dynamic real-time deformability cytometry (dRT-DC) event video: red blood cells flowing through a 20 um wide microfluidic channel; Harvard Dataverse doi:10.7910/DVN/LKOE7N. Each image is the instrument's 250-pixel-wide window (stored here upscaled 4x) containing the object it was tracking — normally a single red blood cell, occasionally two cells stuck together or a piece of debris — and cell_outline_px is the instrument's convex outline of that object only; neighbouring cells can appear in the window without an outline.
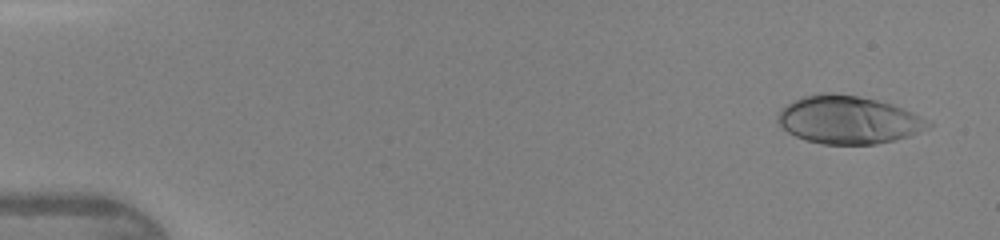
{"species": "human", "species_latin": "Homo sapiens", "temperature_condition": "warm", "stored_images_in_passage": 44, "camera_frame_rate_fps": 3000, "um_per_image_px": 0.085, "donor": {"sex": "female"}, "frame": {"image": 1, "passage_image": 2, "time_ms": 0.333, "image_size_px": [1000, 240], "cell_outline_px": [[932, 124], [928, 128], [908, 136], [896, 140], [876, 144], [820, 144], [804, 140], [788, 132], [776, 120], [776, 116], [788, 104], [804, 96], [824, 92], [832, 92], [856, 96], [876, 100], [892, 104], [912, 112], [920, 116]], "centroid_in_image_um": [72.1, 10.2], "position_along_channel_um": 12.9, "area_um2": 41.67}}
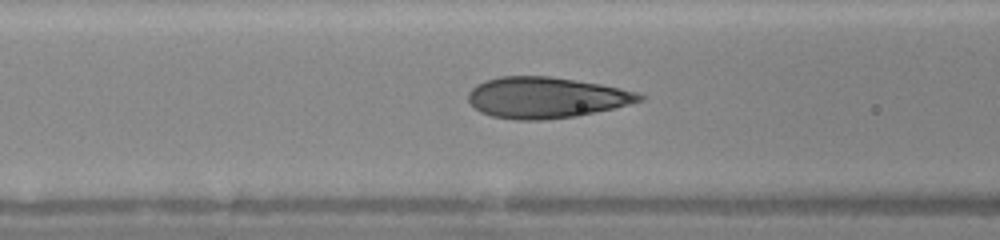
{"frame": {"image": 2, "passage_image": 18, "time_ms": 5.667, "image_size_px": [1000, 240], "cell_outline_px": [[644, 100], [616, 108], [576, 116], [544, 120], [516, 120], [492, 116], [480, 112], [468, 100], [468, 92], [476, 84], [500, 76], [548, 76], [600, 84], [620, 88], [636, 92], [644, 96]], "centroid_in_image_um": [46.41, 8.3], "position_along_channel_um": 120.2, "area_um2": 40.86}}
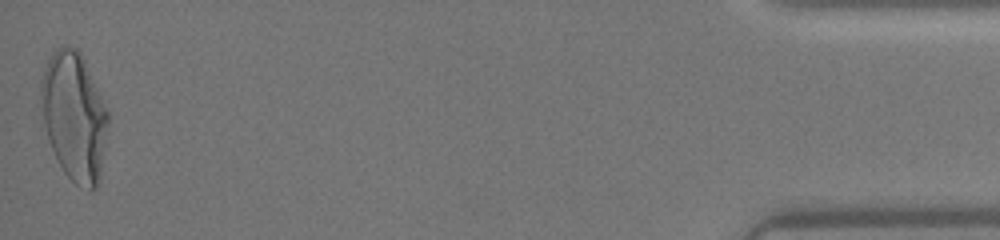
{"frame": {"image": 3, "passage_image": 44, "time_ms": 14.333, "image_size_px": [1000, 240], "cell_outline_px": [[108, 120], [100, 176], [96, 188], [88, 192], [76, 184], [64, 172], [48, 140], [44, 124], [40, 96], [40, 80], [44, 68], [52, 52], [60, 44], [64, 44], [76, 48], [80, 52], [84, 60], [108, 112]], "centroid_in_image_um": [6.28, 9.86], "position_along_channel_um": 428.9, "area_um2": 49.94}}